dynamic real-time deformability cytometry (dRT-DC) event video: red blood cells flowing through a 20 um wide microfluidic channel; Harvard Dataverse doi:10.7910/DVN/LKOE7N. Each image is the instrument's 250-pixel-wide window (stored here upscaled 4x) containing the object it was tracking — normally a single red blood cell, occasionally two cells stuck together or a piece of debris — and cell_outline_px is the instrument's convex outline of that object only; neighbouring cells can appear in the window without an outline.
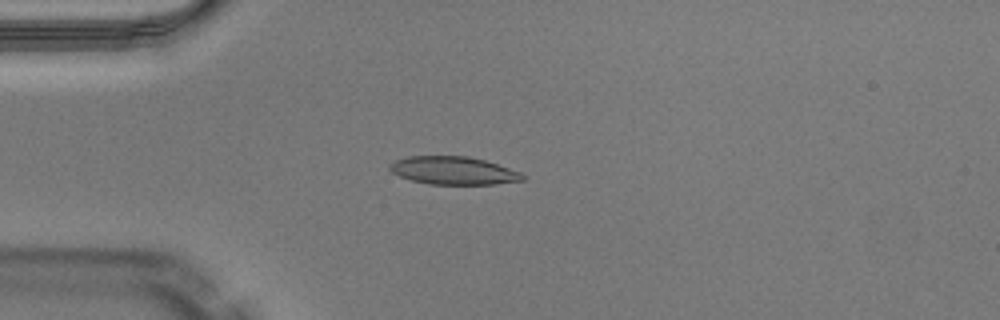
{"species": "Egyptian fruit bat (a non-hibernating species)", "species_latin": "Rousettus aegyptiacus", "temperature_condition": "warm", "stored_images_in_passage": 37, "camera_frame_rate_fps": 3000, "um_per_image_px": 0.085, "animal": {"sex": "male"}, "frame": {"image": 1, "passage_image": 1, "time_ms": 0.0, "image_size_px": [1000, 320], "cell_outline_px": [[524, 180], [496, 184], [428, 184], [412, 180], [400, 176], [392, 172], [388, 168], [388, 164], [396, 160], [408, 156], [468, 156], [484, 160], [520, 172], [524, 176]], "centroid_in_image_um": [38.51, 14.5], "position_along_channel_um": 46.5, "area_um2": 21.5}}
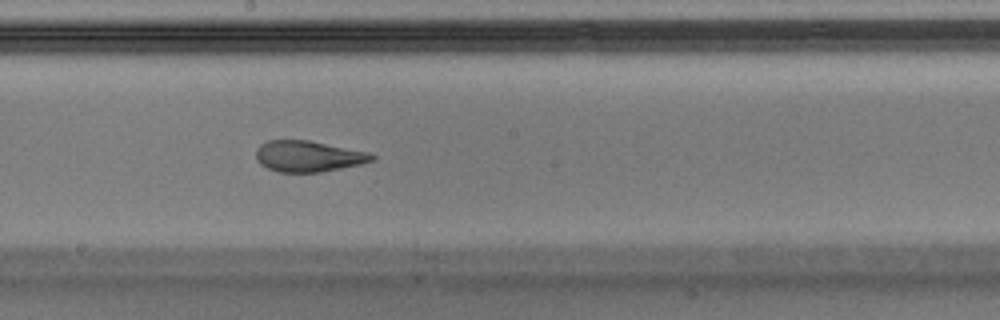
{"frame": {"image": 2, "passage_image": 15, "time_ms": 4.667, "image_size_px": [1000, 320], "cell_outline_px": [[376, 160], [360, 164], [320, 172], [276, 172], [260, 164], [256, 160], [256, 148], [260, 144], [268, 140], [308, 140], [368, 152], [376, 156]], "centroid_in_image_um": [26.18, 13.28], "position_along_channel_um": 222.0, "area_um2": 20.98}}
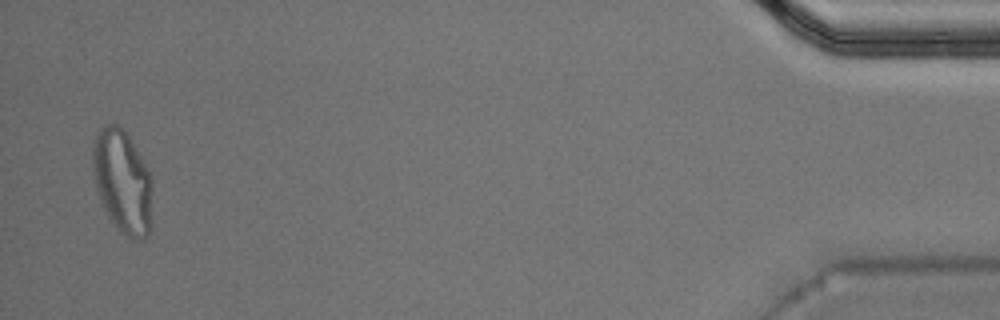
{"frame": {"image": 3, "passage_image": 36, "time_ms": 11.667, "image_size_px": [1000, 320], "cell_outline_px": [[152, 188], [148, 232], [140, 240], [132, 240], [120, 232], [116, 228], [108, 216], [100, 200], [96, 188], [92, 172], [92, 148], [96, 136], [100, 128], [104, 124], [116, 124], [124, 128], [144, 160], [152, 176]], "centroid_in_image_um": [10.39, 15.39], "position_along_channel_um": 424.8, "area_um2": 36.24}, "authors_computed_cell_mechanics": {"area_um2": 22.3686, "velocity_mm_per_s": 4.0976, "shape_relaxation_time_tau1_ms": null, "shape_relaxation_time_tau2_ms": 1.2903, "deformation_change_tau1": null, "deformation_change_tau2": 0.0709}}